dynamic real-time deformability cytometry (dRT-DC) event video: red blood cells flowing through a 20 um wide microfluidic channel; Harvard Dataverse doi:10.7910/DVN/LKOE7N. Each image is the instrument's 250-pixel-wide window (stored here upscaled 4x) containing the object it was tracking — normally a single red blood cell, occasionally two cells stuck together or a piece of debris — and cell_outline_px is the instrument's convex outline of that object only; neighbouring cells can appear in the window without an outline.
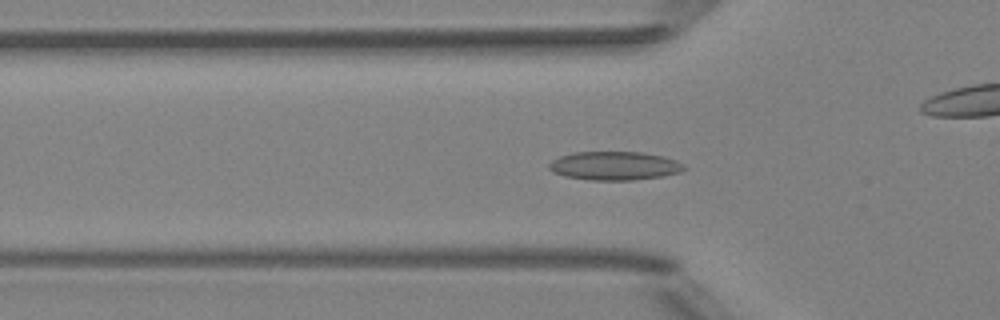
{"species": "Egyptian fruit bat (a non-hibernating species)", "species_latin": "Rousettus aegyptiacus", "temperature_condition": "room temperature", "stored_images_in_passage": 46, "camera_frame_rate_fps": 3000, "um_per_image_px": 0.085, "animal": {"sex": "female"}, "frame": {"image": 1, "passage_image": 11, "time_ms": 3.333, "image_size_px": [1000, 320], "cell_outline_px": [[688, 168], [680, 172], [664, 176], [632, 180], [588, 180], [564, 176], [552, 172], [548, 168], [548, 164], [552, 160], [560, 156], [572, 152], [644, 152], [664, 156], [676, 160], [684, 164]], "centroid_in_image_um": [52.24, 14.09], "position_along_channel_um": 73.6, "area_um2": 22.83}}
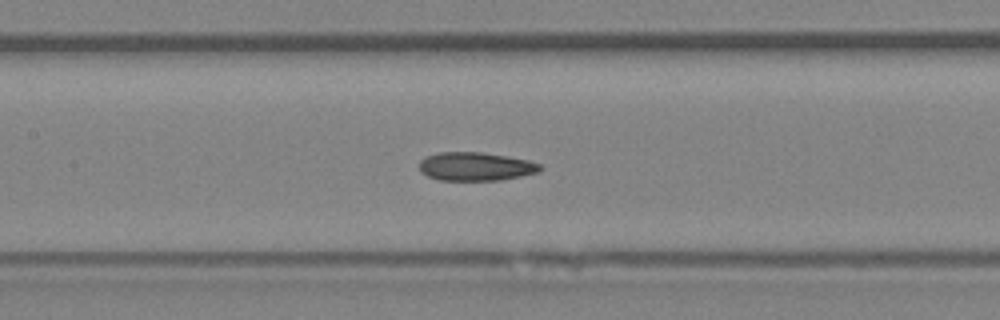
{"frame": {"image": 2, "passage_image": 18, "time_ms": 5.667, "image_size_px": [1000, 320], "cell_outline_px": [[544, 168], [540, 172], [500, 180], [440, 180], [428, 176], [420, 172], [420, 160], [428, 156], [440, 152], [480, 152], [508, 156], [528, 160], [540, 164]], "centroid_in_image_um": [40.46, 14.15], "position_along_channel_um": 166.9, "area_um2": 20.06}}
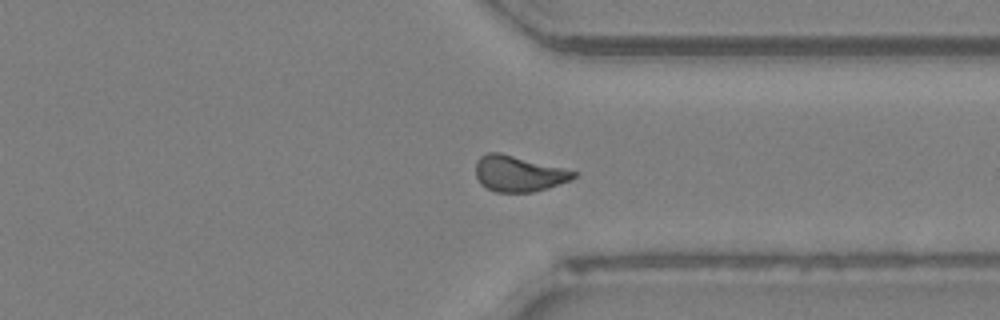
{"frame": {"image": 3, "passage_image": 33, "time_ms": 10.667, "image_size_px": [1000, 320], "cell_outline_px": [[576, 176], [572, 180], [548, 188], [532, 192], [496, 192], [480, 184], [476, 176], [476, 160], [480, 156], [488, 152], [500, 152], [576, 172]], "centroid_in_image_um": [44.04, 14.76], "position_along_channel_um": 367.4, "area_um2": 20.29}, "authors_computed_cell_mechanics": {"area_um2": 20.3167, "velocity_mm_per_s": 4.0094, "shape_relaxation_time_tau1_ms": 6.8958, "shape_relaxation_time_tau2_ms": 2.8765, "deformation_change_tau1": 0.1182, "deformation_change_tau2": 0.097}}